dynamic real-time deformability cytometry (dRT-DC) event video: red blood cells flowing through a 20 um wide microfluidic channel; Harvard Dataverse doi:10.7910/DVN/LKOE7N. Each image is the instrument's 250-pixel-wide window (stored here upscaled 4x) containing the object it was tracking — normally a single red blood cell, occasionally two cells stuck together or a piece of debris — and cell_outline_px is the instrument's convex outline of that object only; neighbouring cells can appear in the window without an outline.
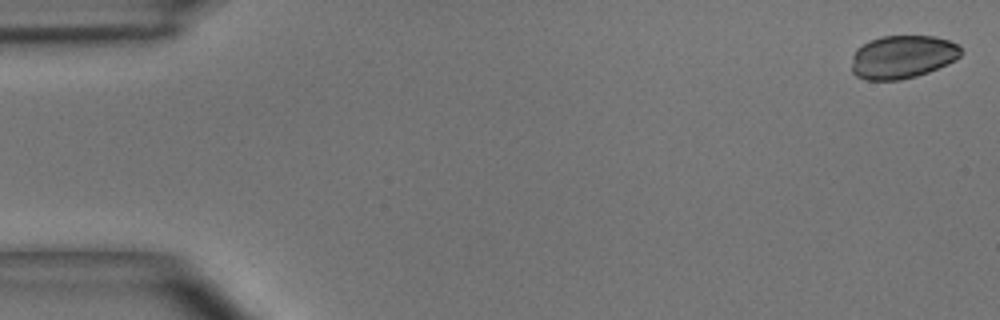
{"species": "common noctule bat (a hibernating species)", "species_latin": "Nyctalus noctula", "temperature_condition": "room temperature", "stored_images_in_passage": 15, "camera_frame_rate_fps": 3000, "um_per_image_px": 0.085, "animal": {"sex": "male", "body_mass_g": 15.6}, "frame": {"image": 1, "passage_image": 1, "time_ms": 0.0, "image_size_px": [1000, 320], "cell_outline_px": [[964, 52], [956, 60], [948, 64], [928, 72], [916, 76], [900, 80], [864, 80], [856, 76], [852, 72], [852, 56], [856, 48], [868, 40], [880, 36], [936, 36], [960, 44]], "centroid_in_image_um": [76.72, 4.83], "position_along_channel_um": 8.3, "area_um2": 28.03}}
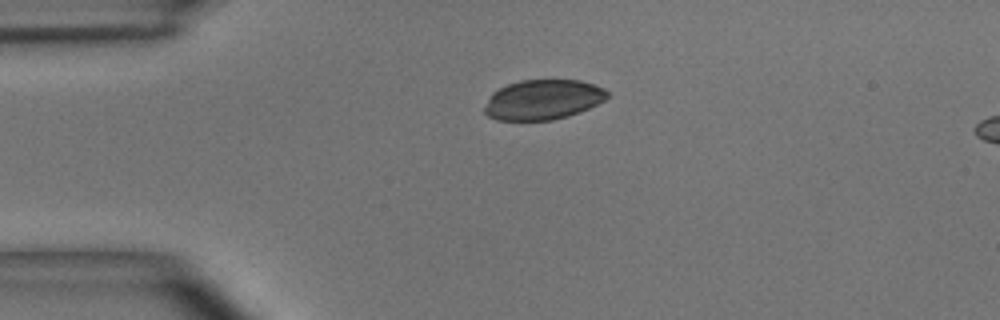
{"frame": {"image": 2, "passage_image": 11, "time_ms": 3.333, "image_size_px": [1000, 320], "cell_outline_px": [[608, 96], [604, 100], [580, 112], [568, 116], [552, 120], [496, 120], [488, 116], [484, 112], [484, 108], [492, 92], [508, 84], [520, 80], [580, 80], [604, 88], [608, 92]], "centroid_in_image_um": [46.14, 8.47], "position_along_channel_um": 38.9, "area_um2": 28.5}}